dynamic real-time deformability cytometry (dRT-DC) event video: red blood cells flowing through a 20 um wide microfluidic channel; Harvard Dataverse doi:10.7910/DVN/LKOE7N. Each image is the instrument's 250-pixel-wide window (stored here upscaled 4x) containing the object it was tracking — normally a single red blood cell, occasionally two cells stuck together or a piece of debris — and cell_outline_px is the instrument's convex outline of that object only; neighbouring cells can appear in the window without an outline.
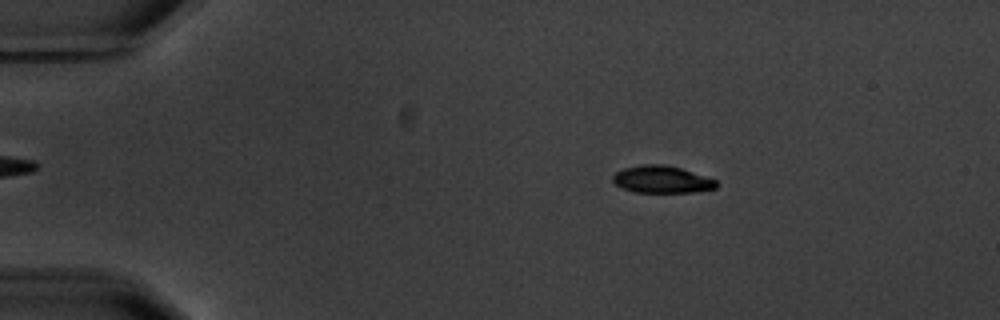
{"species": "common noctule bat (a hibernating species)", "species_latin": "Nyctalus noctula", "temperature_condition": "warm", "stored_images_in_passage": 5, "camera_frame_rate_fps": 3000, "um_per_image_px": 0.085, "animal": {"sex": "male", "body_mass_g": 20.1, "forearm_length_mm": 53.5}, "frame": {"image": 1, "passage_image": 2, "time_ms": 1.0, "image_size_px": [1000, 320], "cell_outline_px": [[716, 188], [692, 192], [636, 192], [624, 188], [616, 184], [612, 180], [612, 176], [616, 172], [624, 168], [644, 164], [664, 164], [680, 168], [716, 180]], "centroid_in_image_um": [56.23, 15.25], "position_along_channel_um": 28.8, "area_um2": 16.13}}
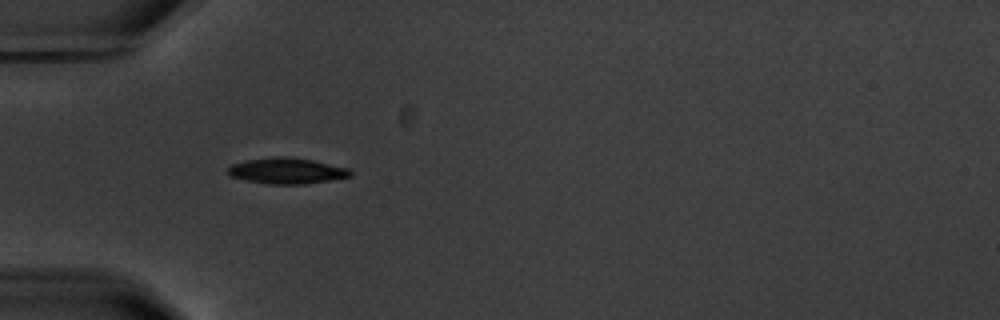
{"frame": {"image": 2, "passage_image": 4, "time_ms": 3.667, "image_size_px": [1000, 320], "cell_outline_px": [[352, 176], [304, 184], [268, 184], [248, 180], [232, 176], [228, 172], [228, 168], [232, 164], [244, 160], [312, 160], [348, 168], [352, 172]], "centroid_in_image_um": [24.42, 14.57], "position_along_channel_um": 60.6, "area_um2": 17.17}}
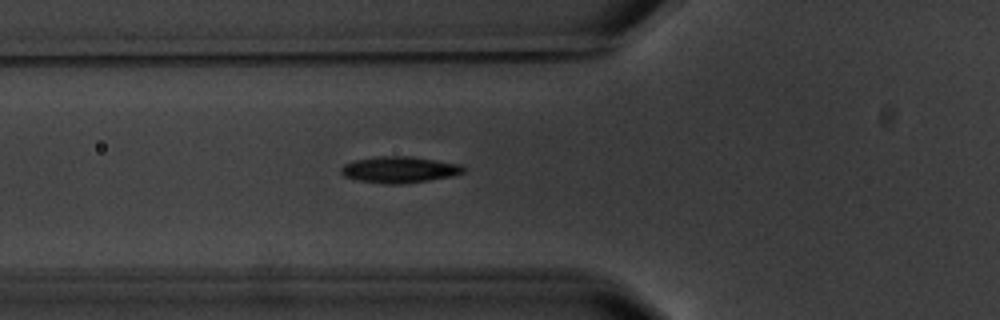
{"frame": {"image": 3, "passage_image": 5, "time_ms": 4.667, "image_size_px": [1000, 320], "cell_outline_px": [[464, 172], [452, 176], [428, 180], [400, 184], [384, 184], [360, 180], [344, 176], [340, 172], [340, 168], [344, 164], [356, 160], [376, 156], [412, 156], [460, 164], [464, 168]], "centroid_in_image_um": [33.94, 14.41], "position_along_channel_um": 91.9, "area_um2": 18.67}}